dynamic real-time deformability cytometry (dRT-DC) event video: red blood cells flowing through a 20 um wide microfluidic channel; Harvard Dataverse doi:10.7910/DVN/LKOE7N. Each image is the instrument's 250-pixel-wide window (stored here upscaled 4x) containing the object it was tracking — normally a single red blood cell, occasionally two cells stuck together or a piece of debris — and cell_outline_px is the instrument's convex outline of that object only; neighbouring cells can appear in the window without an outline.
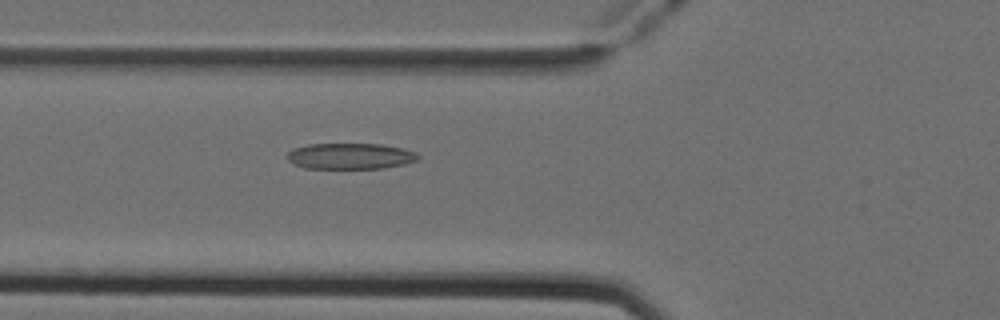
{"species": "Egyptian fruit bat (a non-hibernating species)", "species_latin": "Rousettus aegyptiacus", "temperature_condition": "cold", "stored_images_in_passage": 49, "camera_frame_rate_fps": 3000, "um_per_image_px": 0.085, "animal": {"sex": "female"}, "frame": {"image": 1, "passage_image": 17, "time_ms": 5.333, "image_size_px": [1000, 320], "cell_outline_px": [[420, 156], [416, 160], [404, 164], [384, 168], [304, 168], [292, 164], [284, 156], [292, 148], [308, 144], [380, 144], [400, 148], [416, 152]], "centroid_in_image_um": [29.7, 13.27], "position_along_channel_um": 96.1, "area_um2": 19.88}}
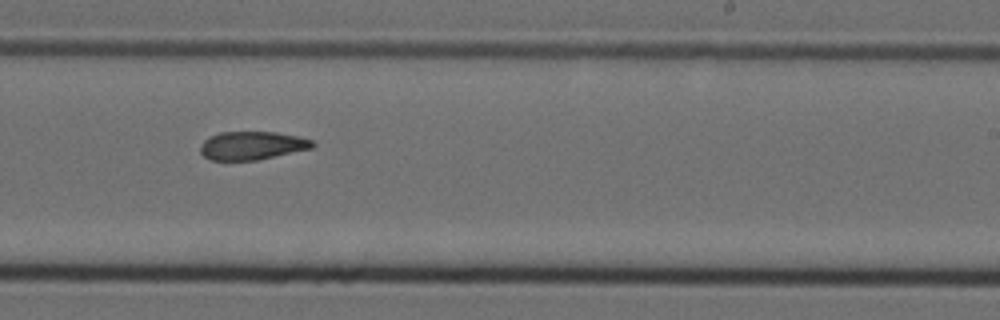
{"frame": {"image": 2, "passage_image": 30, "time_ms": 9.667, "image_size_px": [1000, 320], "cell_outline_px": [[316, 144], [312, 148], [256, 160], [212, 160], [204, 156], [200, 152], [200, 148], [204, 140], [208, 136], [220, 132], [276, 132], [300, 136], [312, 140]], "centroid_in_image_um": [21.43, 12.36], "position_along_channel_um": 267.6, "area_um2": 18.5}}
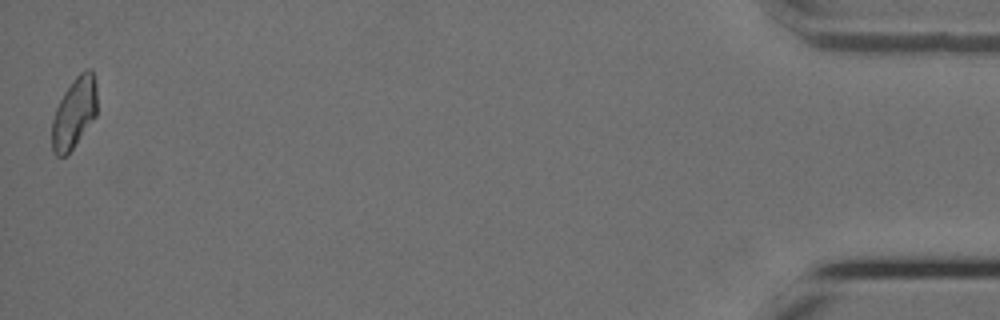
{"frame": {"image": 3, "passage_image": 49, "time_ms": 16.0, "image_size_px": [1000, 320], "cell_outline_px": [[96, 116], [72, 148], [64, 156], [56, 156], [52, 152], [52, 120], [56, 108], [64, 92], [72, 80], [80, 72], [88, 68], [92, 68], [96, 84]], "centroid_in_image_um": [6.3, 9.56], "position_along_channel_um": 428.9, "area_um2": 18.5}, "authors_computed_cell_mechanics": {"area_um2": 19.5942, "velocity_mm_per_s": 3.9619, "shape_relaxation_time_tau1_ms": null, "shape_relaxation_time_tau2_ms": 3.1964, "deformation_change_tau1": null, "deformation_change_tau2": 0.0957}}